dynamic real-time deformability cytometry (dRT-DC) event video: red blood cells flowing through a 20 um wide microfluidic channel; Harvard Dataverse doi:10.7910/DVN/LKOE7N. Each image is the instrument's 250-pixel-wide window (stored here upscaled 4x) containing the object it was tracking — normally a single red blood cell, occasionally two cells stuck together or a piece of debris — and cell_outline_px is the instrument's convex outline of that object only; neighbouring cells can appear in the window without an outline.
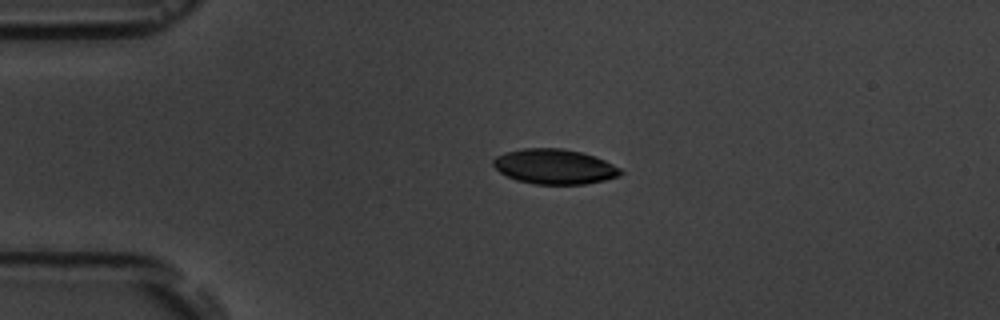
{"species": "common noctule bat (a hibernating species)", "species_latin": "Nyctalus noctula", "temperature_condition": "room temperature", "stored_images_in_passage": 4, "camera_frame_rate_fps": 3000, "um_per_image_px": 0.085, "animal": {"sex": "male", "body_mass_g": 19.5, "forearm_length_mm": 54.6}, "frame": {"image": 1, "passage_image": 3, "time_ms": 2.333, "image_size_px": [1000, 320], "cell_outline_px": [[624, 172], [620, 176], [604, 180], [584, 184], [536, 184], [516, 180], [500, 172], [492, 164], [492, 160], [496, 156], [508, 152], [524, 148], [564, 148], [580, 152], [604, 160], [620, 168]], "centroid_in_image_um": [47.13, 14.16], "position_along_channel_um": 37.9, "area_um2": 25.78}}